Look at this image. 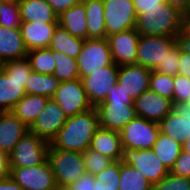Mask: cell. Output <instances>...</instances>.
I'll return each instance as SVG.
<instances>
[{"label":"cell","mask_w":190,"mask_h":190,"mask_svg":"<svg viewBox=\"0 0 190 190\" xmlns=\"http://www.w3.org/2000/svg\"><path fill=\"white\" fill-rule=\"evenodd\" d=\"M100 128L96 107L87 112L68 117L64 126L50 142L49 149L84 152L89 148L91 139Z\"/></svg>","instance_id":"6da1fadb"},{"label":"cell","mask_w":190,"mask_h":190,"mask_svg":"<svg viewBox=\"0 0 190 190\" xmlns=\"http://www.w3.org/2000/svg\"><path fill=\"white\" fill-rule=\"evenodd\" d=\"M27 57L3 63L0 71V111H12L25 95V85L32 72Z\"/></svg>","instance_id":"7a4b0ae2"},{"label":"cell","mask_w":190,"mask_h":190,"mask_svg":"<svg viewBox=\"0 0 190 190\" xmlns=\"http://www.w3.org/2000/svg\"><path fill=\"white\" fill-rule=\"evenodd\" d=\"M184 21L185 16L166 2L161 9L140 10L135 29L140 35L177 37Z\"/></svg>","instance_id":"3957f363"},{"label":"cell","mask_w":190,"mask_h":190,"mask_svg":"<svg viewBox=\"0 0 190 190\" xmlns=\"http://www.w3.org/2000/svg\"><path fill=\"white\" fill-rule=\"evenodd\" d=\"M48 160L59 190L75 183L86 172L80 152L48 149Z\"/></svg>","instance_id":"277c9868"},{"label":"cell","mask_w":190,"mask_h":190,"mask_svg":"<svg viewBox=\"0 0 190 190\" xmlns=\"http://www.w3.org/2000/svg\"><path fill=\"white\" fill-rule=\"evenodd\" d=\"M50 143L28 131L9 154L10 167H30L48 159Z\"/></svg>","instance_id":"5b68a950"},{"label":"cell","mask_w":190,"mask_h":190,"mask_svg":"<svg viewBox=\"0 0 190 190\" xmlns=\"http://www.w3.org/2000/svg\"><path fill=\"white\" fill-rule=\"evenodd\" d=\"M76 62L80 79L100 68L112 65L114 62L107 38L84 40L81 52L76 58Z\"/></svg>","instance_id":"8992f818"},{"label":"cell","mask_w":190,"mask_h":190,"mask_svg":"<svg viewBox=\"0 0 190 190\" xmlns=\"http://www.w3.org/2000/svg\"><path fill=\"white\" fill-rule=\"evenodd\" d=\"M159 132V123L140 116H136L119 131L123 148L135 150L152 149Z\"/></svg>","instance_id":"52a82bcc"},{"label":"cell","mask_w":190,"mask_h":190,"mask_svg":"<svg viewBox=\"0 0 190 190\" xmlns=\"http://www.w3.org/2000/svg\"><path fill=\"white\" fill-rule=\"evenodd\" d=\"M9 176L23 190H59L49 160L30 167H10Z\"/></svg>","instance_id":"ba28073f"},{"label":"cell","mask_w":190,"mask_h":190,"mask_svg":"<svg viewBox=\"0 0 190 190\" xmlns=\"http://www.w3.org/2000/svg\"><path fill=\"white\" fill-rule=\"evenodd\" d=\"M121 162L134 167L153 185L170 172L152 149L123 148Z\"/></svg>","instance_id":"9c48e42d"},{"label":"cell","mask_w":190,"mask_h":190,"mask_svg":"<svg viewBox=\"0 0 190 190\" xmlns=\"http://www.w3.org/2000/svg\"><path fill=\"white\" fill-rule=\"evenodd\" d=\"M103 2L106 38L135 28L137 14L133 0H103Z\"/></svg>","instance_id":"30bf717a"},{"label":"cell","mask_w":190,"mask_h":190,"mask_svg":"<svg viewBox=\"0 0 190 190\" xmlns=\"http://www.w3.org/2000/svg\"><path fill=\"white\" fill-rule=\"evenodd\" d=\"M176 37L140 35L137 47V64L154 70L175 45Z\"/></svg>","instance_id":"8fae6325"},{"label":"cell","mask_w":190,"mask_h":190,"mask_svg":"<svg viewBox=\"0 0 190 190\" xmlns=\"http://www.w3.org/2000/svg\"><path fill=\"white\" fill-rule=\"evenodd\" d=\"M52 98L58 103L67 117L87 112L93 108L80 78L60 82Z\"/></svg>","instance_id":"7c38bea8"},{"label":"cell","mask_w":190,"mask_h":190,"mask_svg":"<svg viewBox=\"0 0 190 190\" xmlns=\"http://www.w3.org/2000/svg\"><path fill=\"white\" fill-rule=\"evenodd\" d=\"M118 71L119 66L113 63L81 79L87 98L93 107L105 101L117 83Z\"/></svg>","instance_id":"4fadbf2b"},{"label":"cell","mask_w":190,"mask_h":190,"mask_svg":"<svg viewBox=\"0 0 190 190\" xmlns=\"http://www.w3.org/2000/svg\"><path fill=\"white\" fill-rule=\"evenodd\" d=\"M67 118L58 103L49 98L44 110L29 127V131L50 143L64 126Z\"/></svg>","instance_id":"5bb4252c"},{"label":"cell","mask_w":190,"mask_h":190,"mask_svg":"<svg viewBox=\"0 0 190 190\" xmlns=\"http://www.w3.org/2000/svg\"><path fill=\"white\" fill-rule=\"evenodd\" d=\"M140 34L128 29L107 37L113 62L119 67L137 64V47Z\"/></svg>","instance_id":"9a60e30c"},{"label":"cell","mask_w":190,"mask_h":190,"mask_svg":"<svg viewBox=\"0 0 190 190\" xmlns=\"http://www.w3.org/2000/svg\"><path fill=\"white\" fill-rule=\"evenodd\" d=\"M152 70L139 64L119 67L117 83L134 101L143 92L149 90Z\"/></svg>","instance_id":"2e32d148"},{"label":"cell","mask_w":190,"mask_h":190,"mask_svg":"<svg viewBox=\"0 0 190 190\" xmlns=\"http://www.w3.org/2000/svg\"><path fill=\"white\" fill-rule=\"evenodd\" d=\"M137 116L159 123L173 110V102L148 90L133 101Z\"/></svg>","instance_id":"e0dca14e"},{"label":"cell","mask_w":190,"mask_h":190,"mask_svg":"<svg viewBox=\"0 0 190 190\" xmlns=\"http://www.w3.org/2000/svg\"><path fill=\"white\" fill-rule=\"evenodd\" d=\"M96 108L100 128L118 132L137 116L134 104L100 103Z\"/></svg>","instance_id":"ac0fdd59"},{"label":"cell","mask_w":190,"mask_h":190,"mask_svg":"<svg viewBox=\"0 0 190 190\" xmlns=\"http://www.w3.org/2000/svg\"><path fill=\"white\" fill-rule=\"evenodd\" d=\"M29 128L12 112L0 111V150L8 155Z\"/></svg>","instance_id":"d6986e66"},{"label":"cell","mask_w":190,"mask_h":190,"mask_svg":"<svg viewBox=\"0 0 190 190\" xmlns=\"http://www.w3.org/2000/svg\"><path fill=\"white\" fill-rule=\"evenodd\" d=\"M57 25L22 22L20 32L26 49L31 51L34 49L48 48Z\"/></svg>","instance_id":"ffe728a7"},{"label":"cell","mask_w":190,"mask_h":190,"mask_svg":"<svg viewBox=\"0 0 190 190\" xmlns=\"http://www.w3.org/2000/svg\"><path fill=\"white\" fill-rule=\"evenodd\" d=\"M89 149L99 152L113 161L121 160L123 146L120 133L99 128L91 139Z\"/></svg>","instance_id":"44dd1931"},{"label":"cell","mask_w":190,"mask_h":190,"mask_svg":"<svg viewBox=\"0 0 190 190\" xmlns=\"http://www.w3.org/2000/svg\"><path fill=\"white\" fill-rule=\"evenodd\" d=\"M20 28L9 29L0 26V59L3 63L27 57Z\"/></svg>","instance_id":"7402d4cb"},{"label":"cell","mask_w":190,"mask_h":190,"mask_svg":"<svg viewBox=\"0 0 190 190\" xmlns=\"http://www.w3.org/2000/svg\"><path fill=\"white\" fill-rule=\"evenodd\" d=\"M22 22L58 24V16L46 0H18Z\"/></svg>","instance_id":"603a6c76"},{"label":"cell","mask_w":190,"mask_h":190,"mask_svg":"<svg viewBox=\"0 0 190 190\" xmlns=\"http://www.w3.org/2000/svg\"><path fill=\"white\" fill-rule=\"evenodd\" d=\"M58 24L72 36L87 39V17L84 2L73 5L58 16Z\"/></svg>","instance_id":"cb8c5ba5"},{"label":"cell","mask_w":190,"mask_h":190,"mask_svg":"<svg viewBox=\"0 0 190 190\" xmlns=\"http://www.w3.org/2000/svg\"><path fill=\"white\" fill-rule=\"evenodd\" d=\"M49 97L26 94L16 103L12 112L29 128L44 110Z\"/></svg>","instance_id":"d4e9b609"},{"label":"cell","mask_w":190,"mask_h":190,"mask_svg":"<svg viewBox=\"0 0 190 190\" xmlns=\"http://www.w3.org/2000/svg\"><path fill=\"white\" fill-rule=\"evenodd\" d=\"M87 17V39L106 38L103 0H83Z\"/></svg>","instance_id":"484cf974"},{"label":"cell","mask_w":190,"mask_h":190,"mask_svg":"<svg viewBox=\"0 0 190 190\" xmlns=\"http://www.w3.org/2000/svg\"><path fill=\"white\" fill-rule=\"evenodd\" d=\"M83 43V39L72 36L58 24L48 48L76 59L81 52Z\"/></svg>","instance_id":"4316f807"},{"label":"cell","mask_w":190,"mask_h":190,"mask_svg":"<svg viewBox=\"0 0 190 190\" xmlns=\"http://www.w3.org/2000/svg\"><path fill=\"white\" fill-rule=\"evenodd\" d=\"M152 150L170 171L182 151V143L159 132Z\"/></svg>","instance_id":"83f0119b"},{"label":"cell","mask_w":190,"mask_h":190,"mask_svg":"<svg viewBox=\"0 0 190 190\" xmlns=\"http://www.w3.org/2000/svg\"><path fill=\"white\" fill-rule=\"evenodd\" d=\"M160 132L182 144L190 138V122L172 110L159 122Z\"/></svg>","instance_id":"f1b7e54d"},{"label":"cell","mask_w":190,"mask_h":190,"mask_svg":"<svg viewBox=\"0 0 190 190\" xmlns=\"http://www.w3.org/2000/svg\"><path fill=\"white\" fill-rule=\"evenodd\" d=\"M60 81L52 74H41L32 71L25 85L26 94L41 95L52 98Z\"/></svg>","instance_id":"f546056e"},{"label":"cell","mask_w":190,"mask_h":190,"mask_svg":"<svg viewBox=\"0 0 190 190\" xmlns=\"http://www.w3.org/2000/svg\"><path fill=\"white\" fill-rule=\"evenodd\" d=\"M119 190H153V184L131 165L121 163Z\"/></svg>","instance_id":"4dcf8cb0"},{"label":"cell","mask_w":190,"mask_h":190,"mask_svg":"<svg viewBox=\"0 0 190 190\" xmlns=\"http://www.w3.org/2000/svg\"><path fill=\"white\" fill-rule=\"evenodd\" d=\"M56 62L53 75L60 81H72L79 78V71L76 59L69 57L56 50H52Z\"/></svg>","instance_id":"1f68e13d"},{"label":"cell","mask_w":190,"mask_h":190,"mask_svg":"<svg viewBox=\"0 0 190 190\" xmlns=\"http://www.w3.org/2000/svg\"><path fill=\"white\" fill-rule=\"evenodd\" d=\"M27 58L34 72L52 75L56 62L52 55V49L41 48L28 51Z\"/></svg>","instance_id":"d6a6232c"},{"label":"cell","mask_w":190,"mask_h":190,"mask_svg":"<svg viewBox=\"0 0 190 190\" xmlns=\"http://www.w3.org/2000/svg\"><path fill=\"white\" fill-rule=\"evenodd\" d=\"M149 90L172 101L174 104V76L152 70Z\"/></svg>","instance_id":"836d02e7"},{"label":"cell","mask_w":190,"mask_h":190,"mask_svg":"<svg viewBox=\"0 0 190 190\" xmlns=\"http://www.w3.org/2000/svg\"><path fill=\"white\" fill-rule=\"evenodd\" d=\"M22 23L18 1L0 3V26L14 29Z\"/></svg>","instance_id":"e575fe53"},{"label":"cell","mask_w":190,"mask_h":190,"mask_svg":"<svg viewBox=\"0 0 190 190\" xmlns=\"http://www.w3.org/2000/svg\"><path fill=\"white\" fill-rule=\"evenodd\" d=\"M83 154V162L87 173L96 175L104 171L113 161L109 157L102 155L92 149H86Z\"/></svg>","instance_id":"d590c367"},{"label":"cell","mask_w":190,"mask_h":190,"mask_svg":"<svg viewBox=\"0 0 190 190\" xmlns=\"http://www.w3.org/2000/svg\"><path fill=\"white\" fill-rule=\"evenodd\" d=\"M62 190H119V185L95 182L94 175L85 172L75 183Z\"/></svg>","instance_id":"8d00e7d4"},{"label":"cell","mask_w":190,"mask_h":190,"mask_svg":"<svg viewBox=\"0 0 190 190\" xmlns=\"http://www.w3.org/2000/svg\"><path fill=\"white\" fill-rule=\"evenodd\" d=\"M153 190H190V178L176 176L169 172L153 185Z\"/></svg>","instance_id":"74e56055"},{"label":"cell","mask_w":190,"mask_h":190,"mask_svg":"<svg viewBox=\"0 0 190 190\" xmlns=\"http://www.w3.org/2000/svg\"><path fill=\"white\" fill-rule=\"evenodd\" d=\"M179 57L180 48L178 44H176L170 51H168V54L164 58L163 62L160 63L154 71L166 75L176 76L179 70Z\"/></svg>","instance_id":"f35d334b"},{"label":"cell","mask_w":190,"mask_h":190,"mask_svg":"<svg viewBox=\"0 0 190 190\" xmlns=\"http://www.w3.org/2000/svg\"><path fill=\"white\" fill-rule=\"evenodd\" d=\"M121 163V160L112 161L104 171L94 175V181L106 184L109 183L110 185H119Z\"/></svg>","instance_id":"ab89813d"},{"label":"cell","mask_w":190,"mask_h":190,"mask_svg":"<svg viewBox=\"0 0 190 190\" xmlns=\"http://www.w3.org/2000/svg\"><path fill=\"white\" fill-rule=\"evenodd\" d=\"M190 97V79L177 74L174 76V103H185Z\"/></svg>","instance_id":"60d3db41"},{"label":"cell","mask_w":190,"mask_h":190,"mask_svg":"<svg viewBox=\"0 0 190 190\" xmlns=\"http://www.w3.org/2000/svg\"><path fill=\"white\" fill-rule=\"evenodd\" d=\"M170 173L176 176L190 178V153L185 152L183 149L175 161L174 166Z\"/></svg>","instance_id":"b9f144b4"},{"label":"cell","mask_w":190,"mask_h":190,"mask_svg":"<svg viewBox=\"0 0 190 190\" xmlns=\"http://www.w3.org/2000/svg\"><path fill=\"white\" fill-rule=\"evenodd\" d=\"M102 103H124V104H133L131 97L126 94V92L121 88V86L116 83L113 89L109 92L105 101Z\"/></svg>","instance_id":"7bdbcfd3"},{"label":"cell","mask_w":190,"mask_h":190,"mask_svg":"<svg viewBox=\"0 0 190 190\" xmlns=\"http://www.w3.org/2000/svg\"><path fill=\"white\" fill-rule=\"evenodd\" d=\"M57 16L83 0H46Z\"/></svg>","instance_id":"ee69618b"},{"label":"cell","mask_w":190,"mask_h":190,"mask_svg":"<svg viewBox=\"0 0 190 190\" xmlns=\"http://www.w3.org/2000/svg\"><path fill=\"white\" fill-rule=\"evenodd\" d=\"M136 14L140 10L161 9V6L166 3V0H133Z\"/></svg>","instance_id":"f6af8a7d"},{"label":"cell","mask_w":190,"mask_h":190,"mask_svg":"<svg viewBox=\"0 0 190 190\" xmlns=\"http://www.w3.org/2000/svg\"><path fill=\"white\" fill-rule=\"evenodd\" d=\"M176 40L181 51L190 53V30L184 26L177 35Z\"/></svg>","instance_id":"bcb514c9"},{"label":"cell","mask_w":190,"mask_h":190,"mask_svg":"<svg viewBox=\"0 0 190 190\" xmlns=\"http://www.w3.org/2000/svg\"><path fill=\"white\" fill-rule=\"evenodd\" d=\"M178 74L190 79V53L180 50Z\"/></svg>","instance_id":"7dc6e473"},{"label":"cell","mask_w":190,"mask_h":190,"mask_svg":"<svg viewBox=\"0 0 190 190\" xmlns=\"http://www.w3.org/2000/svg\"><path fill=\"white\" fill-rule=\"evenodd\" d=\"M166 2L184 16L190 11V0H166Z\"/></svg>","instance_id":"c3c4849f"},{"label":"cell","mask_w":190,"mask_h":190,"mask_svg":"<svg viewBox=\"0 0 190 190\" xmlns=\"http://www.w3.org/2000/svg\"><path fill=\"white\" fill-rule=\"evenodd\" d=\"M9 172V155L0 150V178H5L9 176Z\"/></svg>","instance_id":"681fc988"},{"label":"cell","mask_w":190,"mask_h":190,"mask_svg":"<svg viewBox=\"0 0 190 190\" xmlns=\"http://www.w3.org/2000/svg\"><path fill=\"white\" fill-rule=\"evenodd\" d=\"M0 190H23L10 176L0 178Z\"/></svg>","instance_id":"f907efd6"},{"label":"cell","mask_w":190,"mask_h":190,"mask_svg":"<svg viewBox=\"0 0 190 190\" xmlns=\"http://www.w3.org/2000/svg\"><path fill=\"white\" fill-rule=\"evenodd\" d=\"M173 110L190 122V108L185 103H174Z\"/></svg>","instance_id":"816d5d0a"},{"label":"cell","mask_w":190,"mask_h":190,"mask_svg":"<svg viewBox=\"0 0 190 190\" xmlns=\"http://www.w3.org/2000/svg\"><path fill=\"white\" fill-rule=\"evenodd\" d=\"M184 26L190 30V11L185 15Z\"/></svg>","instance_id":"f5cc1de1"},{"label":"cell","mask_w":190,"mask_h":190,"mask_svg":"<svg viewBox=\"0 0 190 190\" xmlns=\"http://www.w3.org/2000/svg\"><path fill=\"white\" fill-rule=\"evenodd\" d=\"M182 149L190 153V138L182 144Z\"/></svg>","instance_id":"db71d44e"},{"label":"cell","mask_w":190,"mask_h":190,"mask_svg":"<svg viewBox=\"0 0 190 190\" xmlns=\"http://www.w3.org/2000/svg\"><path fill=\"white\" fill-rule=\"evenodd\" d=\"M185 104L190 108V97H189L188 100L185 102Z\"/></svg>","instance_id":"11a10c76"},{"label":"cell","mask_w":190,"mask_h":190,"mask_svg":"<svg viewBox=\"0 0 190 190\" xmlns=\"http://www.w3.org/2000/svg\"><path fill=\"white\" fill-rule=\"evenodd\" d=\"M1 2H14V1H18V0H0Z\"/></svg>","instance_id":"9f6ffc18"},{"label":"cell","mask_w":190,"mask_h":190,"mask_svg":"<svg viewBox=\"0 0 190 190\" xmlns=\"http://www.w3.org/2000/svg\"><path fill=\"white\" fill-rule=\"evenodd\" d=\"M2 68H3V62L0 59V71L2 70Z\"/></svg>","instance_id":"6f0895ef"}]
</instances>
